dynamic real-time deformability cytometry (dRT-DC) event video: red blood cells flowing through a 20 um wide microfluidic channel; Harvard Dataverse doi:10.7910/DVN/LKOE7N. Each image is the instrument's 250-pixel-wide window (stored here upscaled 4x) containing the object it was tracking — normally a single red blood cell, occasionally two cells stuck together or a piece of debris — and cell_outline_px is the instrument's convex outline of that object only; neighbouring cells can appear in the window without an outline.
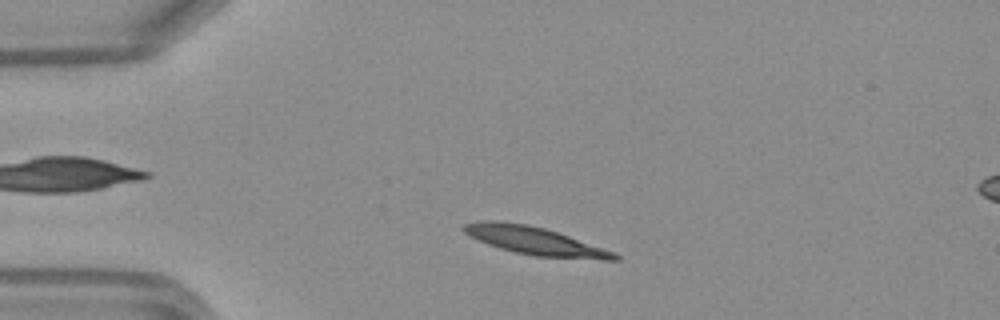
{"species": "Egyptian fruit bat (a non-hibernating species)", "species_latin": "Rousettus aegyptiacus", "temperature_condition": "warm", "stored_images_in_passage": 43, "camera_frame_rate_fps": 3000, "um_per_image_px": 0.085, "frame": {"image": 1, "passage_image": 5, "time_ms": 1.333, "image_size_px": [1000, 320], "cell_outline_px": [[620, 260], [600, 260], [536, 256], [516, 252], [500, 248], [488, 244], [464, 232], [460, 228], [464, 224], [476, 220], [492, 220], [528, 224], [544, 228], [568, 236], [612, 252], [620, 256]], "centroid_in_image_um": [45.41, 20.46], "position_along_channel_um": 39.6, "area_um2": 24.16}}
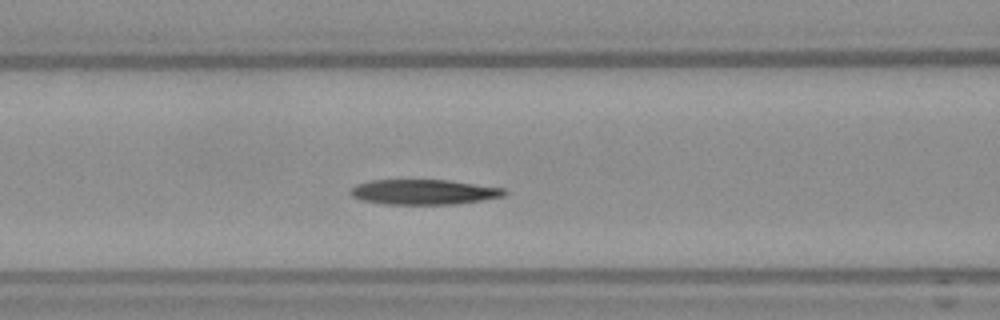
{"frame": {"image": 2, "passage_image": 14, "time_ms": 4.333, "image_size_px": [1000, 320], "cell_outline_px": [[508, 192], [504, 196], [456, 204], [384, 204], [360, 200], [352, 196], [348, 192], [356, 184], [372, 180], [448, 180], [508, 188]], "centroid_in_image_um": [36.04, 16.31], "position_along_channel_um": 130.6, "area_um2": 22.66}}
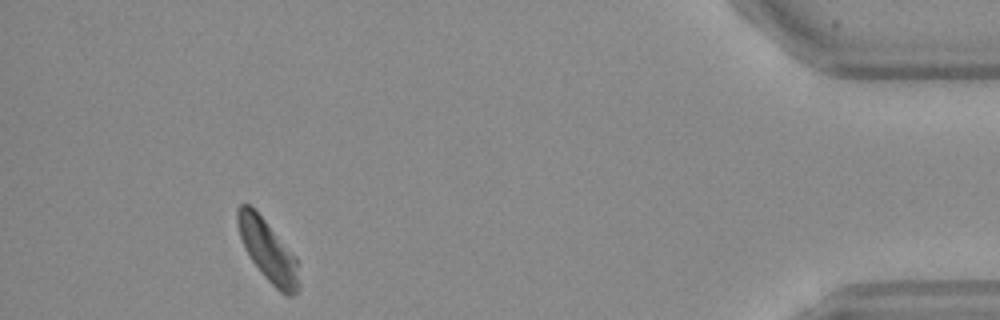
{"frame": {"image": 3, "passage_image": 39, "time_ms": 12.667, "image_size_px": [1000, 320], "cell_outline_px": [[300, 288], [296, 296], [284, 296], [264, 276], [252, 260], [244, 248], [240, 236], [236, 220], [236, 212], [240, 204], [248, 204], [264, 220], [296, 256], [300, 284]], "centroid_in_image_um": [22.8, 21.37], "position_along_channel_um": 412.4, "area_um2": 21.79}, "authors_computed_cell_mechanics": {"area_um2": 22.9466, "velocity_mm_per_s": 4.117, "shape_relaxation_time_tau1_ms": 7.1629, "shape_relaxation_time_tau2_ms": 4.8073, "deformation_change_tau1": 0.2034, "deformation_change_tau2": 0.1205}}